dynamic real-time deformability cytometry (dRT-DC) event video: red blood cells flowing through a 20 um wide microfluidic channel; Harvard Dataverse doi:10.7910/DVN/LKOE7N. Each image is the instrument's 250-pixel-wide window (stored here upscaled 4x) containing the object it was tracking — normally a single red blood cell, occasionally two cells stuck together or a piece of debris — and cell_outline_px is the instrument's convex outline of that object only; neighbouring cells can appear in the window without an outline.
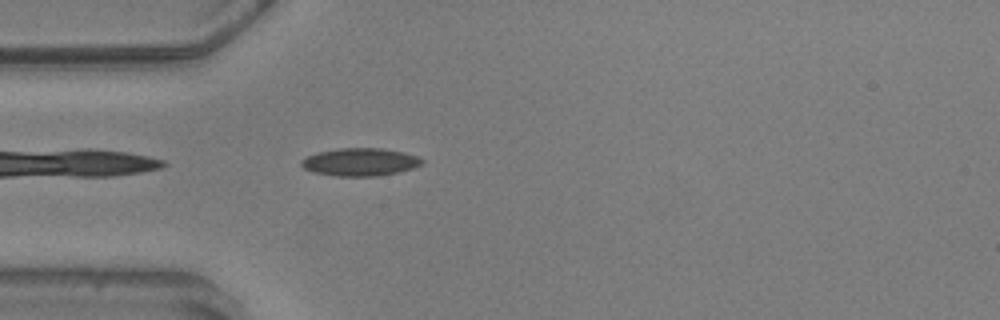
{"species": "common noctule bat (a hibernating species)", "species_latin": "Nyctalus noctula", "temperature_condition": "warm", "stored_images_in_passage": 42, "camera_frame_rate_fps": 3000, "um_per_image_px": 0.085, "animal": {"sex": "male", "body_mass_g": 20.5, "forearm_length_mm": 52.5}, "frame": {"image": 1, "passage_image": 2, "time_ms": 0.333, "image_size_px": [1000, 320], "cell_outline_px": [[424, 164], [400, 172], [380, 176], [336, 176], [312, 172], [304, 168], [300, 164], [300, 160], [316, 152], [340, 148], [380, 148], [404, 152], [416, 156], [424, 160]], "centroid_in_image_um": [30.61, 13.77], "position_along_channel_um": 54.4, "area_um2": 19.71}}
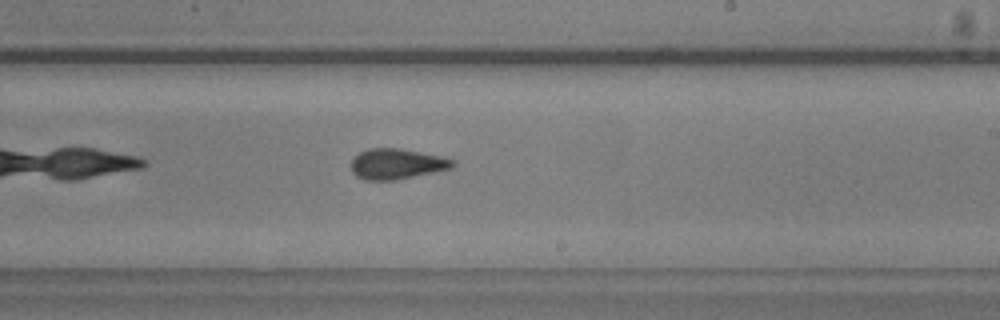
{"frame": {"image": 2, "passage_image": 19, "time_ms": 6.0, "image_size_px": [1000, 320], "cell_outline_px": [[456, 164], [452, 168], [396, 180], [364, 180], [356, 176], [352, 172], [352, 160], [360, 152], [368, 148], [400, 148], [444, 156], [456, 160]], "centroid_in_image_um": [33.77, 13.93], "position_along_channel_um": 255.2, "area_um2": 18.21}}
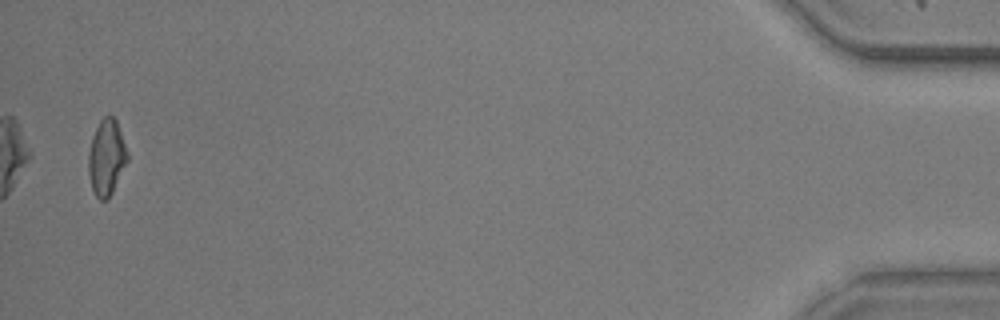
{"frame": {"image": 3, "passage_image": 41, "time_ms": 13.333, "image_size_px": [1000, 320], "cell_outline_px": [[128, 160], [108, 200], [100, 200], [96, 196], [92, 188], [88, 172], [88, 152], [92, 136], [100, 120], [104, 116], [112, 116], [116, 120], [128, 152]], "centroid_in_image_um": [9.04, 13.39], "position_along_channel_um": 426.2, "area_um2": 17.17}, "authors_computed_cell_mechanics": {"area_um2": 17.9469, "velocity_mm_per_s": 3.6033, "shape_relaxation_time_tau1_ms": 3.1299, "shape_relaxation_time_tau2_ms": 2.9146, "deformation_change_tau1": 0.1231, "deformation_change_tau2": 0.1133}}